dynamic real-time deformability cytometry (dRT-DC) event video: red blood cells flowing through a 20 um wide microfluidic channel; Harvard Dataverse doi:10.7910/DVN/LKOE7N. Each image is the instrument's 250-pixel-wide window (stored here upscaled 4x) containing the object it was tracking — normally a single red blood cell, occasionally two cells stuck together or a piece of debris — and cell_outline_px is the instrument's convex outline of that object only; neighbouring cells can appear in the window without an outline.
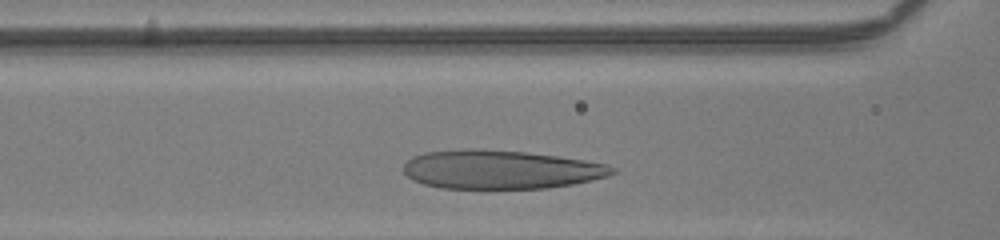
{"species": "human", "species_latin": "Homo sapiens", "temperature_condition": "room temperature", "stored_images_in_passage": 26, "camera_frame_rate_fps": 3000, "um_per_image_px": 0.085, "donor": {"sex": "male"}, "frame": {"image": 1, "passage_image": 6, "time_ms": 1.667, "image_size_px": [1000, 240], "cell_outline_px": [[616, 172], [608, 176], [592, 180], [572, 184], [548, 188], [440, 188], [424, 184], [412, 180], [404, 172], [404, 164], [412, 156], [424, 152], [464, 148], [476, 148], [524, 152], [556, 156], [584, 160], [608, 164], [616, 168]], "centroid_in_image_um": [42.54, 14.4], "position_along_channel_um": 124.1, "area_um2": 47.28}}
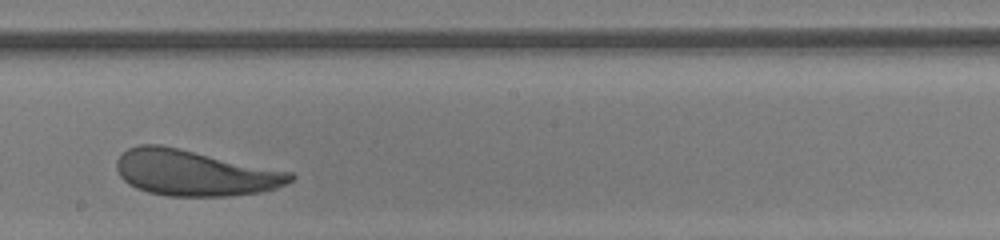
{"frame": {"image": 2, "passage_image": 14, "time_ms": 4.333, "image_size_px": [1000, 240], "cell_outline_px": [[296, 176], [292, 180], [276, 188], [260, 192], [228, 196], [168, 196], [148, 192], [136, 188], [128, 184], [120, 176], [116, 168], [116, 160], [128, 148], [140, 144], [160, 144], [292, 172]], "centroid_in_image_um": [16.52, 14.69], "position_along_channel_um": 231.7, "area_um2": 46.3}}
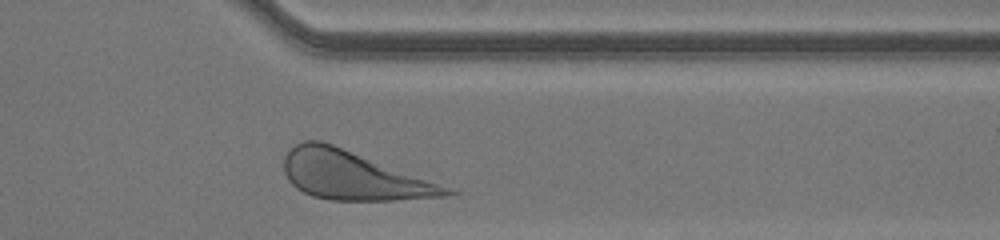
{"frame": {"image": 3, "passage_image": 25, "time_ms": 8.0, "image_size_px": [1000, 240], "cell_outline_px": [[460, 192], [448, 196], [392, 200], [328, 200], [312, 196], [296, 188], [288, 180], [284, 172], [284, 156], [288, 148], [304, 140], [320, 140], [332, 144], [460, 188]], "centroid_in_image_um": [30.15, 14.92], "position_along_channel_um": 381.3, "area_um2": 47.16}, "authors_computed_cell_mechanics": {"area_um2": 46.2689, "velocity_mm_per_s": 4.0565, "shape_relaxation_time_tau1_ms": 2.1643, "shape_relaxation_time_tau2_ms": 2.2303, "deformation_change_tau1": 0.1465, "deformation_change_tau2": 0.1194}}